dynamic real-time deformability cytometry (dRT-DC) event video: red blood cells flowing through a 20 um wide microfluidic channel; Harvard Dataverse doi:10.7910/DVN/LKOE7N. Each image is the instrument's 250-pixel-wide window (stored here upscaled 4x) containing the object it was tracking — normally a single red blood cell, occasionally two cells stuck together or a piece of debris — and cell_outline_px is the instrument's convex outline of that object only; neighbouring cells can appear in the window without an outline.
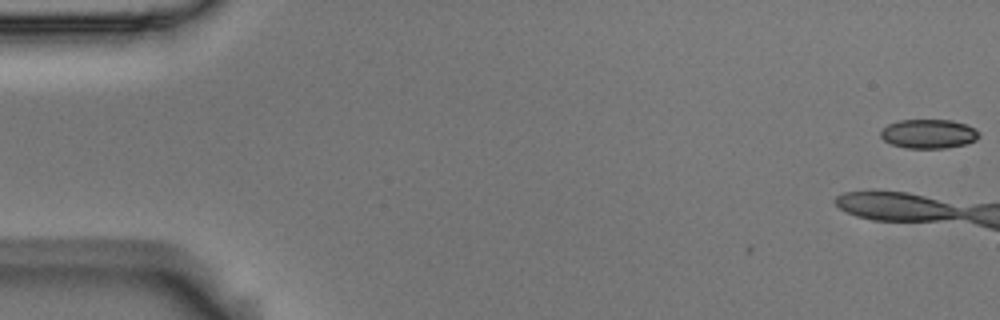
{"species": "Egyptian fruit bat (a non-hibernating species)", "species_latin": "Rousettus aegyptiacus", "temperature_condition": "room temperature", "stored_images_in_passage": 3, "camera_frame_rate_fps": 3000, "um_per_image_px": 0.085, "animal": {"sex": "male"}, "frame": {"image": 1, "passage_image": 1, "time_ms": 0.0, "image_size_px": [1000, 320], "cell_outline_px": [[980, 136], [976, 140], [968, 144], [944, 148], [908, 148], [892, 144], [884, 140], [880, 136], [880, 132], [888, 124], [900, 120], [952, 120], [968, 124], [976, 128], [980, 132]], "centroid_in_image_um": [79.0, 11.37], "position_along_channel_um": 6.0, "area_um2": 16.88}}